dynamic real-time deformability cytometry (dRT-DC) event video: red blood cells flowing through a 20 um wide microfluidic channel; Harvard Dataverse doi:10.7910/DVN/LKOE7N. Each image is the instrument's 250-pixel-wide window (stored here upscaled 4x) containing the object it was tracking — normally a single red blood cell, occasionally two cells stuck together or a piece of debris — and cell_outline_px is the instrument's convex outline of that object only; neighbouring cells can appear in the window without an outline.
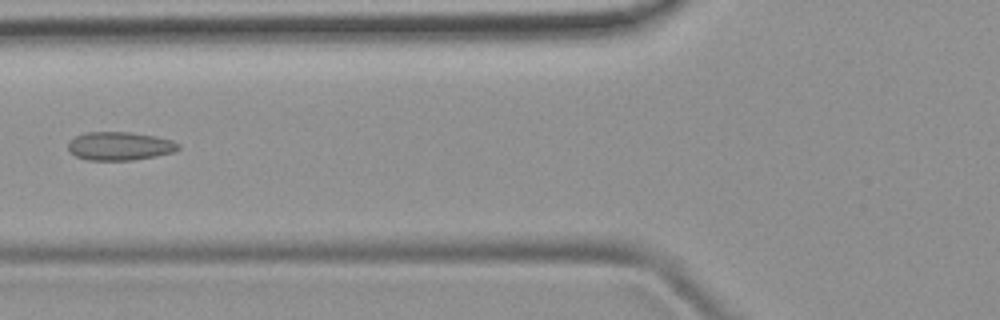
{"species": "common noctule bat (a hibernating species)", "species_latin": "Nyctalus noctula", "temperature_condition": "room temperature", "stored_images_in_passage": 5, "camera_frame_rate_fps": 3000, "um_per_image_px": 0.085, "animal": {"sex": "female", "body_mass_g": 19.9}, "frame": {"image": 1, "passage_image": 5, "time_ms": 4.667, "image_size_px": [1000, 320], "cell_outline_px": [[180, 148], [172, 152], [156, 156], [132, 160], [88, 160], [76, 156], [68, 148], [68, 140], [84, 132], [132, 132], [156, 136], [172, 140], [180, 144]], "centroid_in_image_um": [10.18, 12.4], "position_along_channel_um": 115.6, "area_um2": 18.32}}